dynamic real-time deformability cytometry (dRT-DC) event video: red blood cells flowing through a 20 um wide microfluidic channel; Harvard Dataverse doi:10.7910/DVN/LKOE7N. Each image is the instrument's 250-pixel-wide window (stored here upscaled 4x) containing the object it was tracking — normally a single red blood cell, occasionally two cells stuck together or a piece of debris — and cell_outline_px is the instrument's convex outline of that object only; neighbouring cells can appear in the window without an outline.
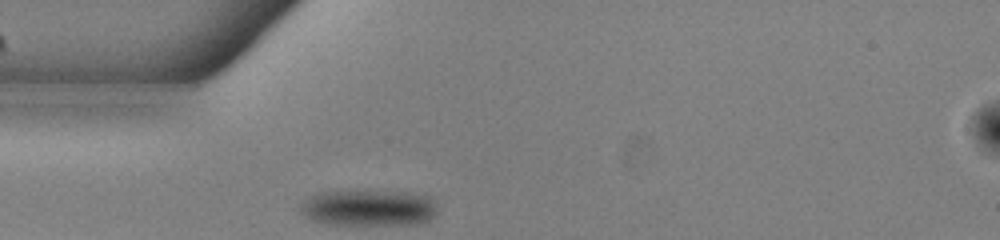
{"species": "common noctule bat (a hibernating species)", "species_latin": "Nyctalus noctula", "temperature_condition": "warm", "stored_images_in_passage": 29, "camera_frame_rate_fps": 3000, "um_per_image_px": 0.085, "animal": {"sex": "male", "body_mass_g": 13.0, "forearm_length_mm": 53.1}, "frame": {"image": 1, "passage_image": 1, "time_ms": 0.0, "image_size_px": [1000, 240], "cell_outline_px": [[436, 216], [420, 224], [336, 224], [312, 220], [300, 212], [300, 208], [304, 200], [308, 196], [320, 192], [364, 188], [368, 188], [412, 192], [432, 196], [436, 204]], "centroid_in_image_um": [31.39, 17.6], "position_along_channel_um": 53.6, "area_um2": 30.11}}
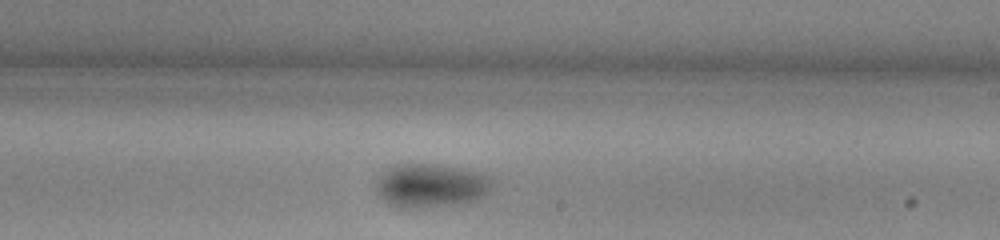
{"frame": {"image": 2, "passage_image": 17, "time_ms": 5.333, "image_size_px": [1000, 240], "cell_outline_px": [[492, 188], [488, 192], [472, 200], [448, 204], [408, 208], [400, 208], [388, 204], [376, 192], [376, 180], [388, 168], [396, 164], [432, 164], [480, 172], [492, 176]], "centroid_in_image_um": [36.58, 15.75], "position_along_channel_um": 252.4, "area_um2": 29.07}}
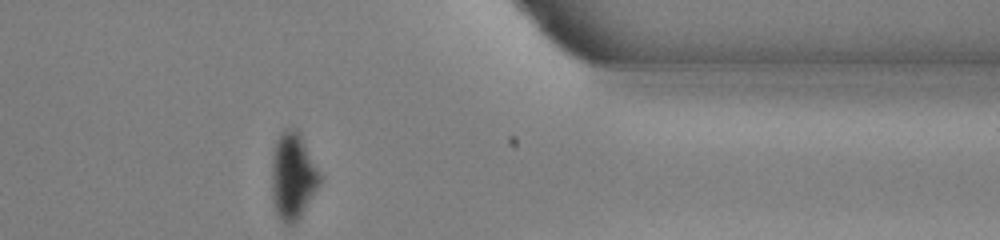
{"frame": {"image": 3, "passage_image": 29, "time_ms": 9.333, "image_size_px": [1000, 240], "cell_outline_px": [[320, 184], [300, 216], [292, 224], [284, 224], [280, 220], [276, 212], [272, 200], [272, 152], [276, 140], [280, 132], [284, 128], [296, 128], [320, 172]], "centroid_in_image_um": [24.86, 14.95], "position_along_channel_um": 386.5, "area_um2": 24.16}, "authors_computed_cell_mechanics": {"area_um2": 29.5358, "velocity_mm_per_s": 3.8478, "shape_relaxation_time_tau1_ms": 3.1009, "shape_relaxation_time_tau2_ms": null, "deformation_change_tau1": 0.078, "deformation_change_tau2": null}}